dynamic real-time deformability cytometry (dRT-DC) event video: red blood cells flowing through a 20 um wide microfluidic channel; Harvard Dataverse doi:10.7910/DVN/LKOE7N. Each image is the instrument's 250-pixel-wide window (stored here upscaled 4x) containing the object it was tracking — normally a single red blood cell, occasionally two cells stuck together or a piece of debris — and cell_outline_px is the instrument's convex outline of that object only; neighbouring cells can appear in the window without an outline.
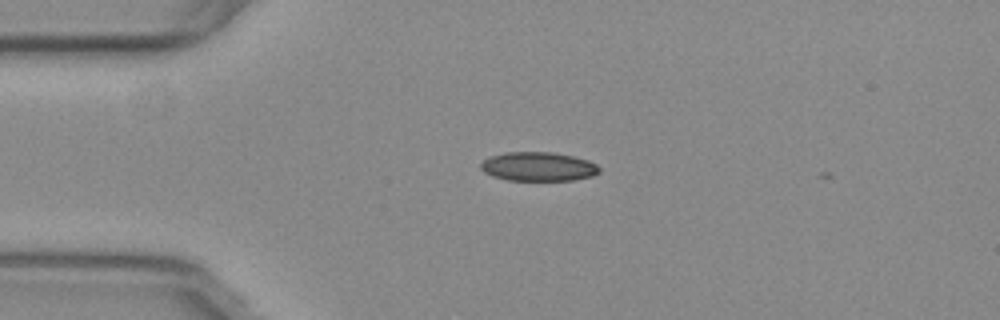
{"species": "common noctule bat (a hibernating species)", "species_latin": "Nyctalus noctula", "temperature_condition": "warm", "stored_images_in_passage": 4, "camera_frame_rate_fps": 3000, "um_per_image_px": 0.085, "animal": {"sex": "female", "body_mass_g": 29.2, "forearm_length_mm": 56.3}, "frame": {"image": 1, "passage_image": 1, "time_ms": 0.0, "image_size_px": [1000, 320], "cell_outline_px": [[600, 172], [592, 176], [572, 180], [508, 180], [492, 176], [484, 172], [480, 168], [480, 164], [488, 156], [504, 152], [552, 152], [572, 156], [588, 160], [596, 164], [600, 168]], "centroid_in_image_um": [45.73, 14.15], "position_along_channel_um": 39.3, "area_um2": 20.11}}